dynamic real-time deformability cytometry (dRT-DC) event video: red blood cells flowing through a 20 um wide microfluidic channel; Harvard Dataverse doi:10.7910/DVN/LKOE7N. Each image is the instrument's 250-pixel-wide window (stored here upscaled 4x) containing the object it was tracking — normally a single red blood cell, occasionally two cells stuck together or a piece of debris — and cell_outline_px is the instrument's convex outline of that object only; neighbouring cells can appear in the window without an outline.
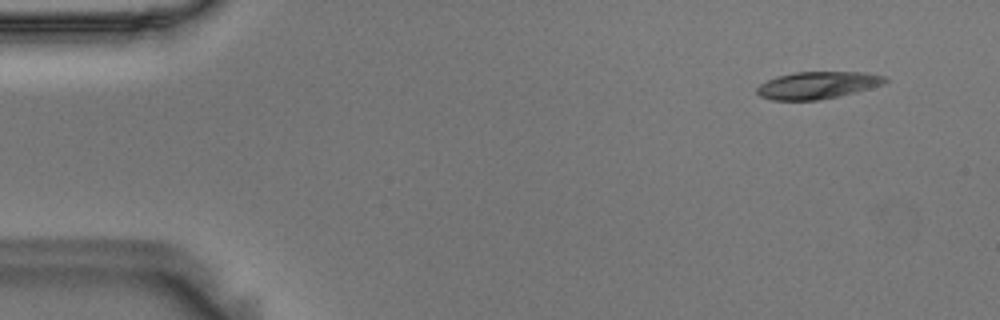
{"species": "Egyptian fruit bat (a non-hibernating species)", "species_latin": "Rousettus aegyptiacus", "temperature_condition": "room temperature", "stored_images_in_passage": 53, "camera_frame_rate_fps": 3000, "um_per_image_px": 0.085, "animal": {"sex": "male"}, "frame": {"image": 1, "passage_image": 2, "time_ms": 0.333, "image_size_px": [1000, 320], "cell_outline_px": [[888, 80], [880, 84], [868, 88], [836, 96], [816, 100], [772, 100], [760, 96], [756, 92], [756, 88], [760, 84], [776, 76], [796, 72], [864, 72], [884, 76]], "centroid_in_image_um": [69.41, 7.23], "position_along_channel_um": 15.6, "area_um2": 19.88}}
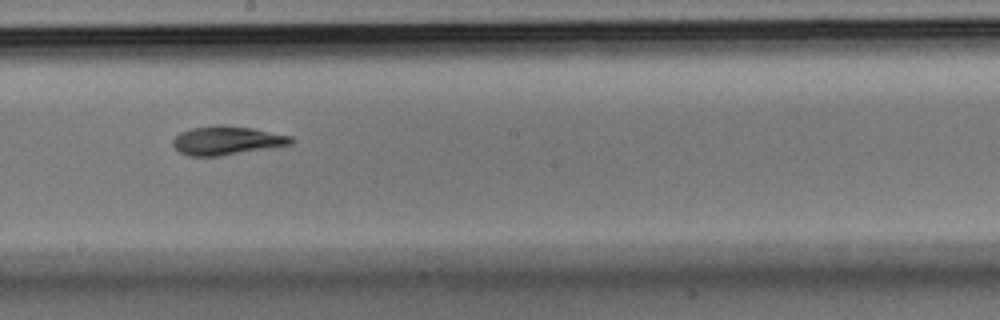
{"frame": {"image": 2, "passage_image": 28, "time_ms": 9.0, "image_size_px": [1000, 320], "cell_outline_px": [[296, 140], [292, 144], [268, 148], [216, 156], [188, 156], [180, 152], [172, 144], [172, 140], [180, 132], [192, 128], [216, 124], [220, 124], [252, 128], [292, 136]], "centroid_in_image_um": [19.27, 11.93], "position_along_channel_um": 228.9, "area_um2": 19.71}}
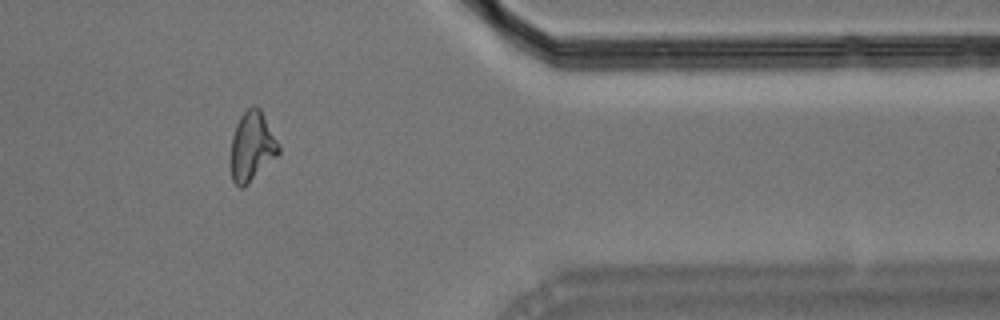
{"frame": {"image": 3, "passage_image": 43, "time_ms": 14.0, "image_size_px": [1000, 320], "cell_outline_px": [[280, 152], [244, 188], [240, 188], [232, 180], [228, 164], [232, 136], [236, 124], [240, 116], [252, 104], [256, 104], [260, 108], [280, 144]], "centroid_in_image_um": [21.38, 12.45], "position_along_channel_um": 390.0, "area_um2": 19.88}, "authors_computed_cell_mechanics": {"area_um2": 19.7098, "velocity_mm_per_s": 3.622, "shape_relaxation_time_tau1_ms": 8.51, "shape_relaxation_time_tau2_ms": 8.3446, "deformation_change_tau1": 0.2154, "deformation_change_tau2": 0.136}}